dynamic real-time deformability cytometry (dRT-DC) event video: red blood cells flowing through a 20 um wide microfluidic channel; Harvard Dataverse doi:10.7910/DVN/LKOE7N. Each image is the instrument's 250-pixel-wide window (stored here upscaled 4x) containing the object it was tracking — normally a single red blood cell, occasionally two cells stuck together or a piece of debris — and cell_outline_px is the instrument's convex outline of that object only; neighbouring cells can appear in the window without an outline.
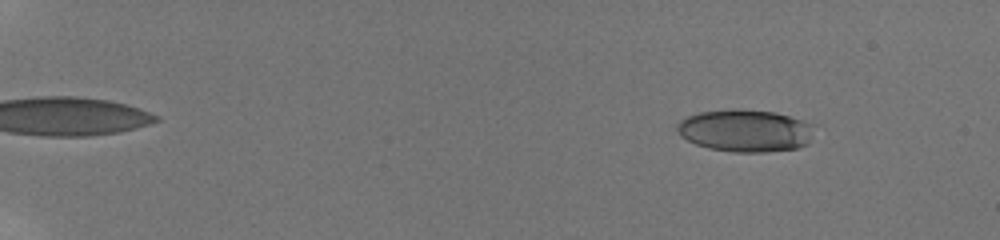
{"species": "human", "species_latin": "Homo sapiens", "temperature_condition": "room temperature", "stored_images_in_passage": 53, "camera_frame_rate_fps": 3000, "um_per_image_px": 0.085, "donor": {"sex": "male"}, "frame": {"image": 1, "passage_image": 5, "time_ms": 1.333, "image_size_px": [1000, 240], "cell_outline_px": [[812, 124], [808, 144], [796, 148], [764, 152], [732, 152], [708, 148], [696, 144], [680, 136], [676, 128], [676, 124], [680, 120], [688, 116], [700, 112], [732, 108], [740, 108], [776, 112]], "centroid_in_image_um": [63.29, 11.09], "position_along_channel_um": 21.7, "area_um2": 33.81}}
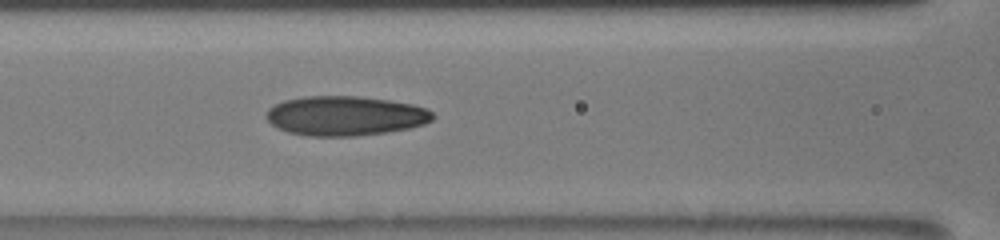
{"frame": {"image": 2, "passage_image": 27, "time_ms": 8.667, "image_size_px": [1000, 240], "cell_outline_px": [[436, 116], [432, 120], [424, 124], [412, 128], [388, 132], [356, 136], [308, 136], [288, 132], [272, 124], [264, 116], [268, 108], [284, 100], [304, 96], [360, 96], [388, 100], [412, 104], [428, 108]], "centroid_in_image_um": [29.37, 9.84], "position_along_channel_um": 137.2, "area_um2": 38.67}}
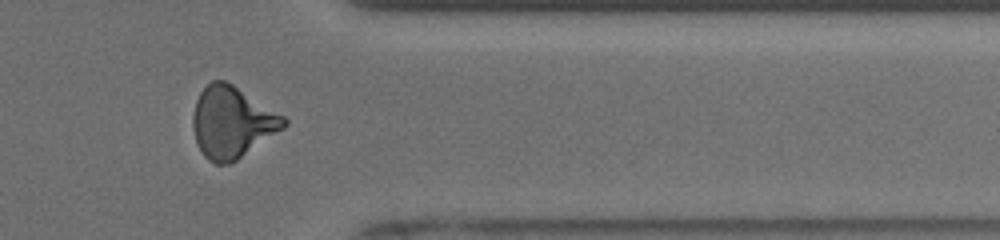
{"frame": {"image": 3, "passage_image": 47, "time_ms": 15.333, "image_size_px": [1000, 240], "cell_outline_px": [[288, 124], [284, 128], [236, 160], [228, 164], [216, 164], [208, 160], [204, 156], [196, 140], [192, 124], [192, 116], [196, 100], [200, 92], [212, 80], [224, 80], [232, 84], [284, 116], [288, 120]], "centroid_in_image_um": [19.71, 10.39], "position_along_channel_um": 391.7, "area_um2": 37.45}, "authors_computed_cell_mechanics": {"area_um2": 36.125, "velocity_mm_per_s": 3.8782, "shape_relaxation_time_tau1_ms": 8.8663, "shape_relaxation_time_tau2_ms": 1.6674, "deformation_change_tau1": 0.2442, "deformation_change_tau2": 0.0911}}